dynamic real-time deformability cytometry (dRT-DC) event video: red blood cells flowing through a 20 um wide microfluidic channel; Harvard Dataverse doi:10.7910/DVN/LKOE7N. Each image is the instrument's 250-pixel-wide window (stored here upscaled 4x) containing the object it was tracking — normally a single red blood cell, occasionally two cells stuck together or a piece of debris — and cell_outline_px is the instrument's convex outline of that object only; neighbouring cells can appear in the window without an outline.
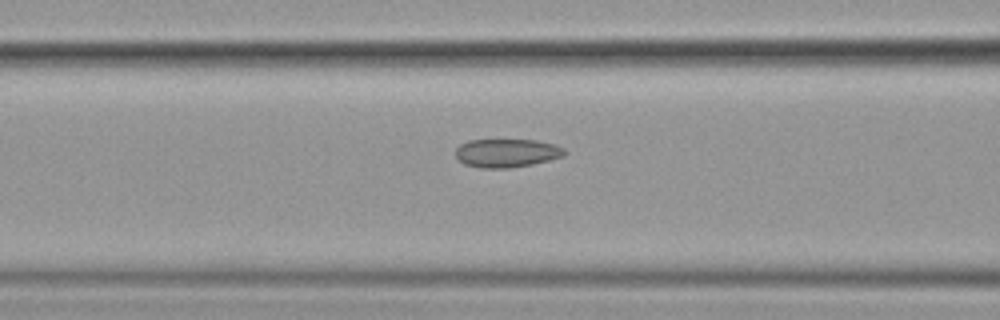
{"species": "common noctule bat (a hibernating species)", "species_latin": "Nyctalus noctula", "temperature_condition": "cold", "stored_images_in_passage": 18, "camera_frame_rate_fps": 3000, "um_per_image_px": 0.085, "animal": {"sex": "female", "body_mass_g": 19.9}, "frame": {"image": 1, "passage_image": 16, "time_ms": 5.0, "image_size_px": [1000, 320], "cell_outline_px": [[568, 152], [564, 156], [532, 164], [508, 168], [480, 168], [464, 164], [456, 156], [456, 148], [460, 144], [468, 140], [536, 140], [556, 144], [564, 148]], "centroid_in_image_um": [43.09, 13.0], "position_along_channel_um": 123.5, "area_um2": 18.15}}